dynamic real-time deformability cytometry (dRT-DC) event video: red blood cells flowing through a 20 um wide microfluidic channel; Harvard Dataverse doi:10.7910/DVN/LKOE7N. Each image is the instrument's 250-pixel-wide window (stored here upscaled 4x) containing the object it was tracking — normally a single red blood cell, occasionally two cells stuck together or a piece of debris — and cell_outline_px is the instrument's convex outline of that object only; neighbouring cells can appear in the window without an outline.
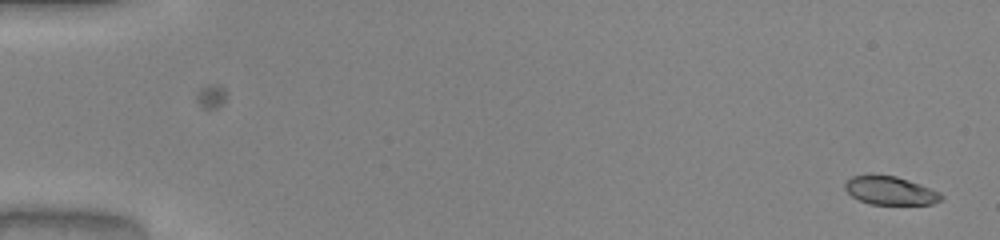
{"species": "common noctule bat (a hibernating species)", "species_latin": "Nyctalus noctula", "temperature_condition": "warm", "stored_images_in_passage": 51, "camera_frame_rate_fps": 3000, "um_per_image_px": 0.085, "animal": {"sex": "male", "body_mass_g": 20.0, "forearm_length_mm": 53.3}, "frame": {"image": 1, "passage_image": 1, "time_ms": 0.0, "image_size_px": [1000, 240], "cell_outline_px": [[944, 196], [940, 200], [932, 204], [868, 204], [852, 196], [844, 188], [844, 184], [852, 176], [896, 176], [920, 184], [940, 192]], "centroid_in_image_um": [75.69, 16.22], "position_along_channel_um": 9.3, "area_um2": 15.61}}
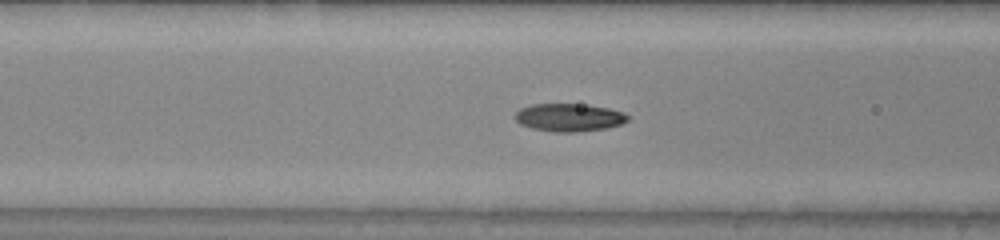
{"frame": {"image": 2, "passage_image": 21, "time_ms": 6.667, "image_size_px": [1000, 240], "cell_outline_px": [[632, 116], [628, 120], [620, 124], [608, 128], [576, 132], [556, 132], [532, 128], [520, 124], [512, 116], [520, 108], [532, 104], [580, 104], [608, 108], [624, 112]], "centroid_in_image_um": [48.38, 9.98], "position_along_channel_um": 118.2, "area_um2": 18.44}}
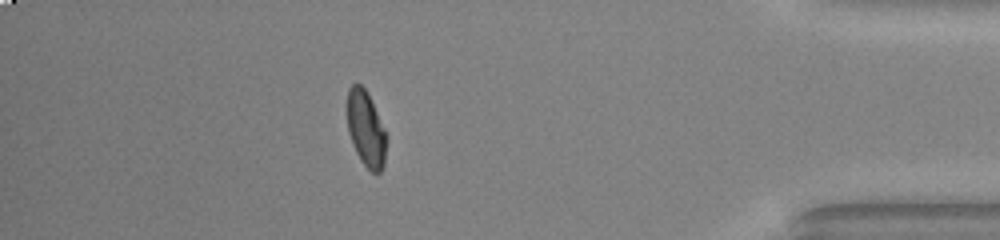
{"frame": {"image": 3, "passage_image": 45, "time_ms": 14.667, "image_size_px": [1000, 240], "cell_outline_px": [[388, 140], [384, 164], [380, 172], [372, 172], [360, 160], [352, 144], [348, 132], [348, 88], [352, 84], [360, 84], [368, 92], [388, 136]], "centroid_in_image_um": [31.13, 10.96], "position_along_channel_um": 404.1, "area_um2": 17.46}, "authors_computed_cell_mechanics": {"area_um2": 17.7446, "velocity_mm_per_s": 4.0837, "shape_relaxation_time_tau1_ms": 8.207, "shape_relaxation_time_tau2_ms": 1.3547, "deformation_change_tau1": 0.2519, "deformation_change_tau2": 0.0527}}